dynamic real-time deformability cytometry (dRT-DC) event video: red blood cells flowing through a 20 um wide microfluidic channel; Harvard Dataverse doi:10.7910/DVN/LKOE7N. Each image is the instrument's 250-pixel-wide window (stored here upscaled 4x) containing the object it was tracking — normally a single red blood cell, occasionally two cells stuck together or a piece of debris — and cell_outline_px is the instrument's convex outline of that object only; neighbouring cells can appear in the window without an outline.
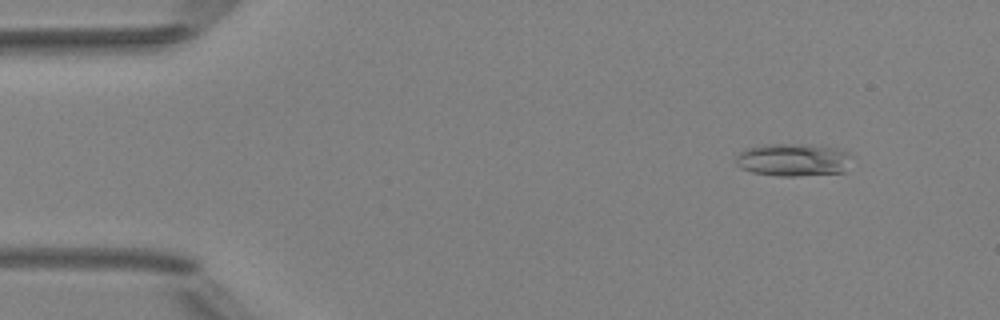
{"species": "Egyptian fruit bat (a non-hibernating species)", "species_latin": "Rousettus aegyptiacus", "temperature_condition": "room temperature", "stored_images_in_passage": 4, "camera_frame_rate_fps": 3000, "um_per_image_px": 0.085, "animal": {"sex": "female"}, "frame": {"image": 1, "passage_image": 2, "time_ms": 1.333, "image_size_px": [1000, 320], "cell_outline_px": [[856, 156], [844, 172], [796, 176], [780, 176], [752, 172], [740, 168], [736, 164], [736, 156], [744, 148], [764, 144], [808, 144], [836, 148], [848, 152]], "centroid_in_image_um": [67.46, 13.57], "position_along_channel_um": 17.5, "area_um2": 22.54}}